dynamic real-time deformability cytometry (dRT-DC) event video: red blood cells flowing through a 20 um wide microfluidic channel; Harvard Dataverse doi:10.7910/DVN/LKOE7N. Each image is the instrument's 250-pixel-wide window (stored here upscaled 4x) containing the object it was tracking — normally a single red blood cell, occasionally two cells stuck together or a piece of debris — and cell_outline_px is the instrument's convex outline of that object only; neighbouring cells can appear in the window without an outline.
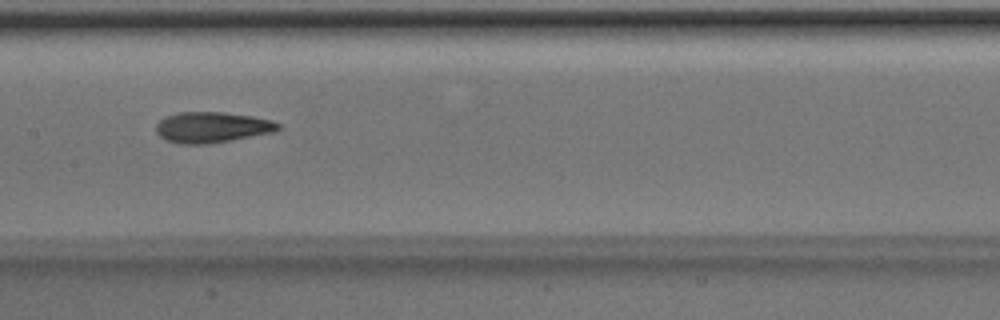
{"species": "Egyptian fruit bat (a non-hibernating species)", "species_latin": "Rousettus aegyptiacus", "temperature_condition": "room temperature", "stored_images_in_passage": 10, "camera_frame_rate_fps": 3000, "um_per_image_px": 0.085, "animal": {"sex": "male"}, "frame": {"image": 1, "passage_image": 7, "time_ms": 2.0, "image_size_px": [1000, 320], "cell_outline_px": [[280, 128], [276, 132], [208, 144], [180, 144], [164, 140], [156, 132], [156, 124], [164, 116], [180, 112], [224, 112], [252, 116], [272, 120], [280, 124]], "centroid_in_image_um": [18.01, 10.82], "position_along_channel_um": 189.4, "area_um2": 22.08}}
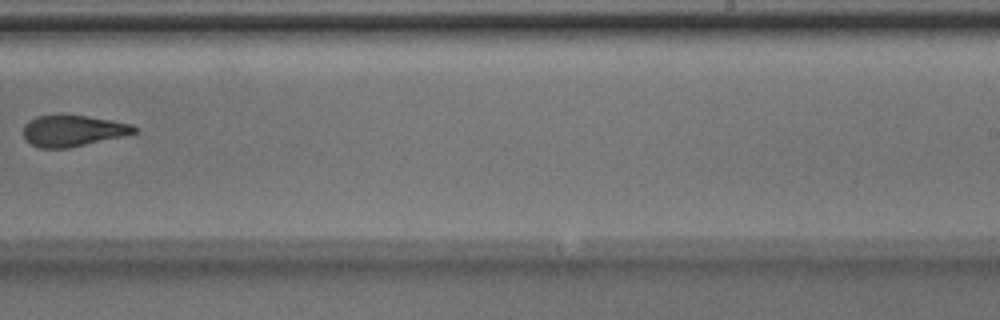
{"frame": {"image": 2, "passage_image": 9, "time_ms": 2.667, "image_size_px": [1000, 320], "cell_outline_px": [[140, 128], [136, 132], [124, 136], [68, 148], [40, 148], [32, 144], [24, 136], [24, 124], [28, 120], [36, 116], [88, 116], [112, 120], [132, 124]], "centroid_in_image_um": [6.24, 11.12], "position_along_channel_um": 282.8, "area_um2": 20.0}}
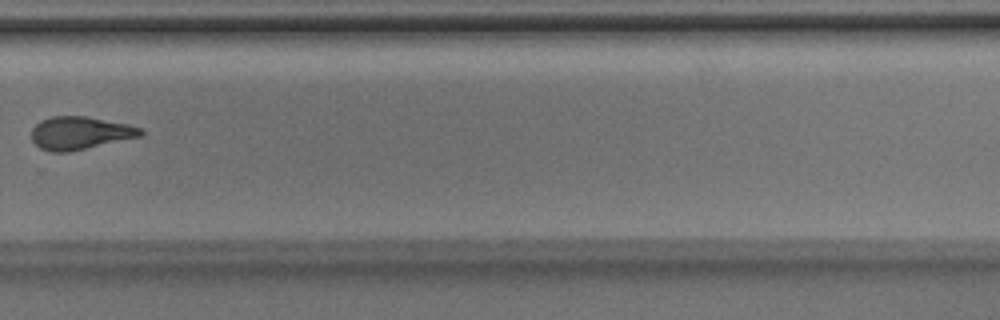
{"frame": {"image": 3, "passage_image": 10, "time_ms": 3.0, "image_size_px": [1000, 320], "cell_outline_px": [[144, 132], [140, 136], [68, 152], [52, 152], [40, 148], [32, 140], [32, 128], [40, 120], [52, 116], [88, 116], [128, 124], [140, 128]], "centroid_in_image_um": [6.77, 11.29], "position_along_channel_um": 323.0, "area_um2": 20.75}}